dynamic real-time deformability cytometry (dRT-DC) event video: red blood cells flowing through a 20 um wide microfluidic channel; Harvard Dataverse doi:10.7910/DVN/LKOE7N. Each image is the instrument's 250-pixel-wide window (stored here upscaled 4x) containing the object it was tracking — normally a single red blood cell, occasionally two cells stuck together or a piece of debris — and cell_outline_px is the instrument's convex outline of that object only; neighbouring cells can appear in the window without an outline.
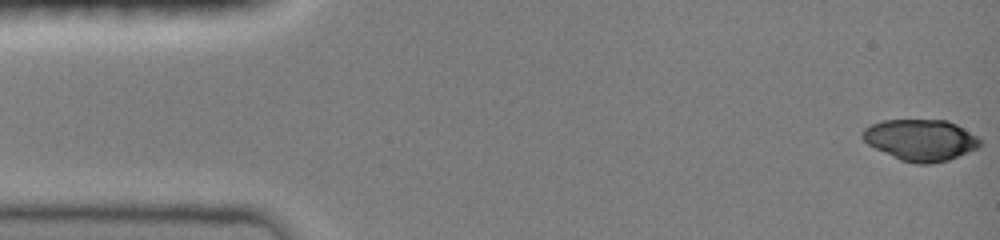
{"species": "common noctule bat (a hibernating species)", "species_latin": "Nyctalus noctula", "temperature_condition": "room temperature", "stored_images_in_passage": 19, "camera_frame_rate_fps": 3000, "um_per_image_px": 0.085, "animal": {"sex": "female", "body_mass_g": 19.0, "forearm_length_mm": 51.5}, "frame": {"image": 1, "passage_image": 1, "time_ms": 0.0, "image_size_px": [1000, 240], "cell_outline_px": [[980, 148], [948, 160], [928, 164], [916, 164], [900, 160], [868, 144], [860, 136], [860, 132], [864, 128], [872, 124], [884, 120], [948, 120], [956, 124], [976, 136], [980, 140]], "centroid_in_image_um": [78.25, 11.9], "position_along_channel_um": 6.8, "area_um2": 28.26}}
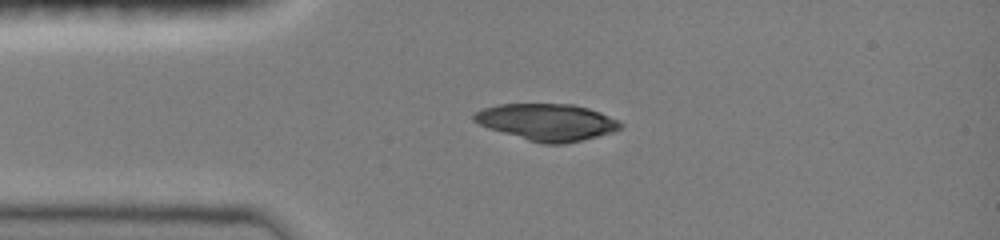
{"frame": {"image": 2, "passage_image": 11, "time_ms": 3.333, "image_size_px": [1000, 240], "cell_outline_px": [[624, 124], [620, 128], [612, 132], [564, 144], [544, 144], [528, 140], [488, 128], [472, 120], [472, 116], [476, 112], [484, 108], [500, 104], [572, 104], [588, 108], [600, 112], [620, 120]], "centroid_in_image_um": [46.51, 10.37], "position_along_channel_um": 38.5, "area_um2": 31.21}}